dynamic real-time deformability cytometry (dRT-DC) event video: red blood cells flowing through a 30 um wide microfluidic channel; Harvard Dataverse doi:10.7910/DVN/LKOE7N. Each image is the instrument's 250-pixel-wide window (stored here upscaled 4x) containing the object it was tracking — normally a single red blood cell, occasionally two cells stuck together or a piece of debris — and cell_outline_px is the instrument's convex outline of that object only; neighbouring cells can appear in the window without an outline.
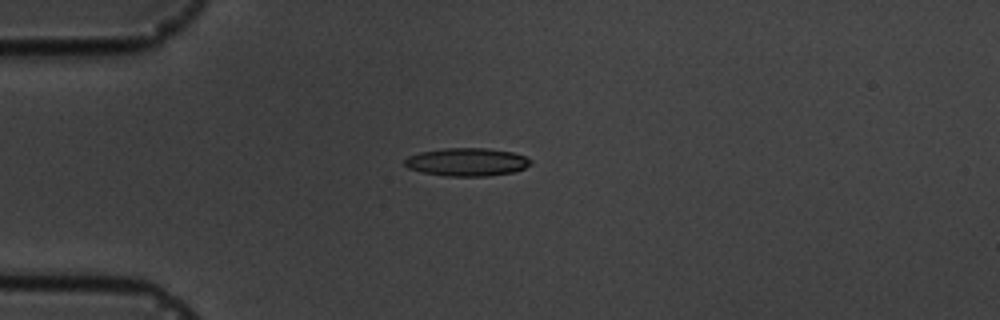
{"species": "common noctule bat (a hibernating species)", "species_latin": "Nyctalus noctula", "temperature_condition": "cold", "stored_images_in_passage": 15, "camera_frame_rate_fps": 3000, "um_per_image_px": 0.085, "animal": {"sex": "male", "body_mass_g": 19.5, "forearm_length_mm": 54.6}, "frame": {"image": 1, "passage_image": 4, "time_ms": 3.333, "image_size_px": [1000, 320], "cell_outline_px": [[532, 164], [524, 168], [512, 172], [488, 176], [444, 176], [424, 172], [408, 168], [404, 164], [404, 160], [408, 156], [420, 152], [444, 148], [488, 148], [512, 152], [524, 156], [532, 160]], "centroid_in_image_um": [39.69, 13.77], "position_along_channel_um": 45.3, "area_um2": 20.58}}
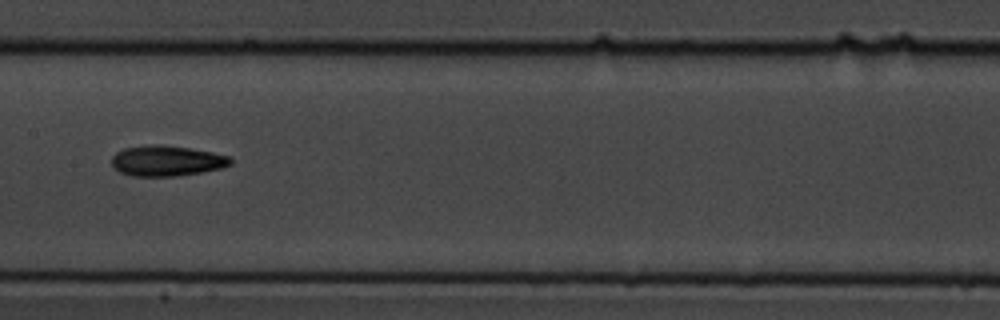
{"frame": {"image": 2, "passage_image": 8, "time_ms": 8.0, "image_size_px": [1000, 320], "cell_outline_px": [[232, 164], [224, 168], [176, 176], [132, 176], [120, 172], [112, 164], [112, 156], [116, 152], [124, 148], [148, 144], [160, 144], [188, 148], [212, 152], [228, 156], [232, 160]], "centroid_in_image_um": [14.17, 13.66], "position_along_channel_um": 193.2, "area_um2": 21.15}}
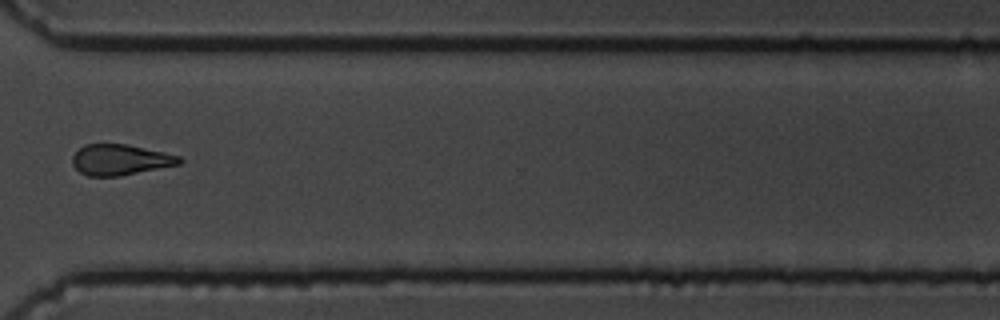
{"frame": {"image": 3, "passage_image": 12, "time_ms": 12.667, "image_size_px": [1000, 320], "cell_outline_px": [[184, 160], [180, 164], [120, 176], [88, 176], [80, 172], [72, 164], [72, 156], [84, 144], [124, 144], [180, 156]], "centroid_in_image_um": [10.2, 13.59], "position_along_channel_um": 360.4, "area_um2": 18.96}, "authors_computed_cell_mechanics": {"area_um2": 19.4786, "velocity_mm_per_s": 3.5981, "shape_relaxation_time_tau1_ms": 3.4227, "shape_relaxation_time_tau2_ms": 11.0314, "deformation_change_tau1": 0.1352, "deformation_change_tau2": 0.2331}}